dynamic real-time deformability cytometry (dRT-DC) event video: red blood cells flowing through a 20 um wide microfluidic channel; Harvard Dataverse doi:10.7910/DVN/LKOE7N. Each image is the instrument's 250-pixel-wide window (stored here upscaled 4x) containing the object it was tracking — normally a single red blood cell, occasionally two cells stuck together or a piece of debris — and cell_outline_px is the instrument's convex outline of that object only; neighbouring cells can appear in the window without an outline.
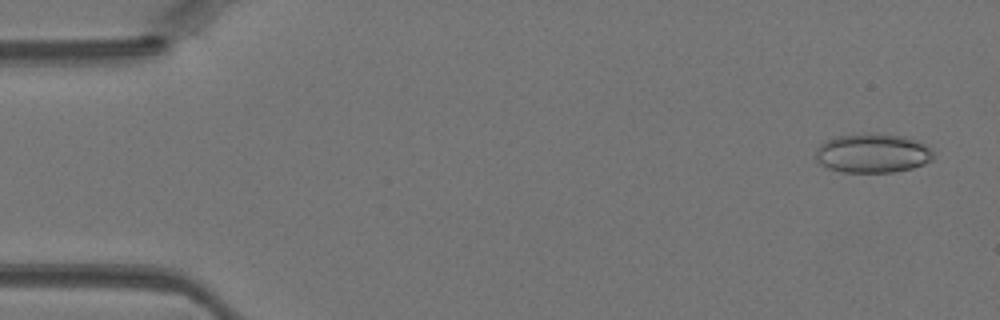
{"species": "Egyptian fruit bat (a non-hibernating species)", "species_latin": "Rousettus aegyptiacus", "temperature_condition": "warm", "stored_images_in_passage": 44, "camera_frame_rate_fps": 3000, "um_per_image_px": 0.085, "animal": {"sex": "female"}, "frame": {"image": 1, "passage_image": 2, "time_ms": 0.333, "image_size_px": [1000, 320], "cell_outline_px": [[932, 160], [924, 164], [912, 168], [892, 172], [840, 172], [828, 168], [820, 164], [816, 160], [816, 148], [820, 144], [836, 136], [868, 132], [876, 132], [904, 136], [916, 140], [924, 144], [932, 152]], "centroid_in_image_um": [74.14, 13.01], "position_along_channel_um": 10.9, "area_um2": 27.11}}
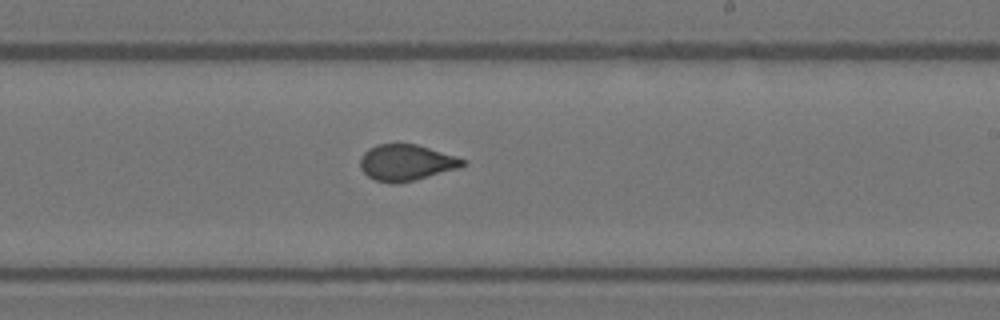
{"frame": {"image": 2, "passage_image": 26, "time_ms": 8.333, "image_size_px": [1000, 320], "cell_outline_px": [[468, 164], [460, 168], [396, 184], [388, 184], [376, 180], [368, 176], [360, 168], [360, 156], [368, 148], [376, 144], [416, 144], [456, 156], [464, 160]], "centroid_in_image_um": [34.51, 13.82], "position_along_channel_um": 254.5, "area_um2": 21.62}}
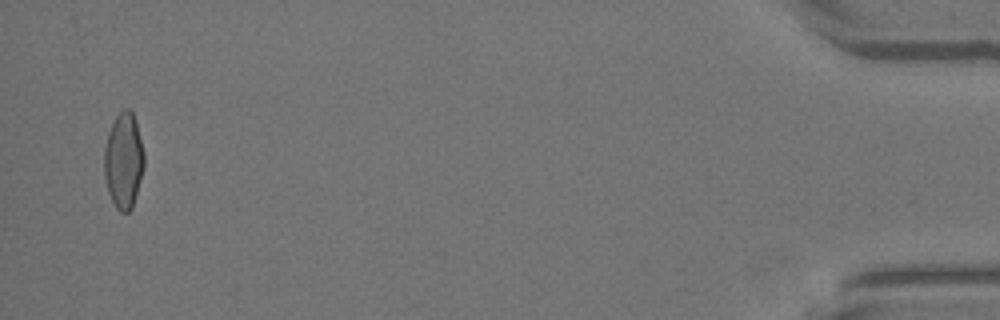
{"frame": {"image": 3, "passage_image": 43, "time_ms": 14.0, "image_size_px": [1000, 320], "cell_outline_px": [[144, 168], [132, 208], [128, 212], [120, 212], [116, 208], [108, 192], [104, 176], [104, 148], [108, 132], [116, 116], [124, 108], [128, 108], [132, 112], [136, 120], [144, 152]], "centroid_in_image_um": [10.51, 13.65], "position_along_channel_um": 424.7, "area_um2": 22.37}}